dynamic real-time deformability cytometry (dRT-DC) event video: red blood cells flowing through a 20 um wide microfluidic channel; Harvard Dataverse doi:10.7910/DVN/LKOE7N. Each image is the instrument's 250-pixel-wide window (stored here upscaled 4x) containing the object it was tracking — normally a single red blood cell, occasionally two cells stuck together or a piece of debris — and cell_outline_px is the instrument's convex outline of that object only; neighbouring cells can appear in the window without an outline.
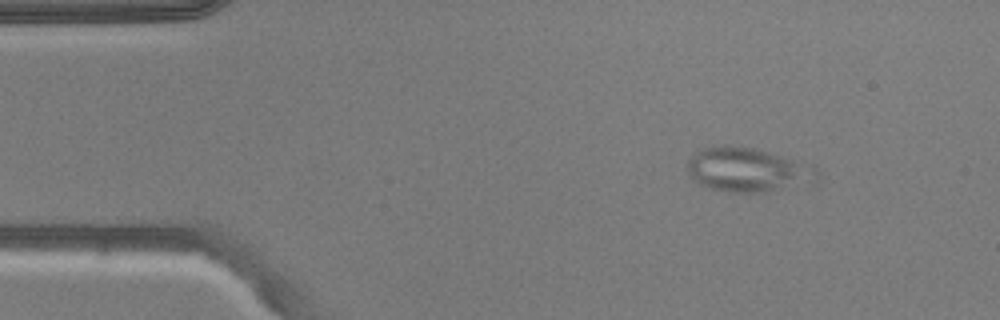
{"species": "common noctule bat (a hibernating species)", "species_latin": "Nyctalus noctula", "temperature_condition": "warm", "stored_images_in_passage": 45, "camera_frame_rate_fps": 3000, "um_per_image_px": 0.085, "animal": {"sex": "male", "body_mass_g": 20.5, "forearm_length_mm": 52.5}, "frame": {"image": 1, "passage_image": 1, "time_ms": 0.0, "image_size_px": [1000, 320], "cell_outline_px": [[820, 180], [816, 184], [764, 192], [728, 192], [712, 188], [700, 184], [688, 172], [688, 160], [696, 152], [704, 148], [720, 144], [724, 144], [756, 148], [812, 164], [820, 172]], "centroid_in_image_um": [63.68, 14.43], "position_along_channel_um": 21.3, "area_um2": 34.04}}
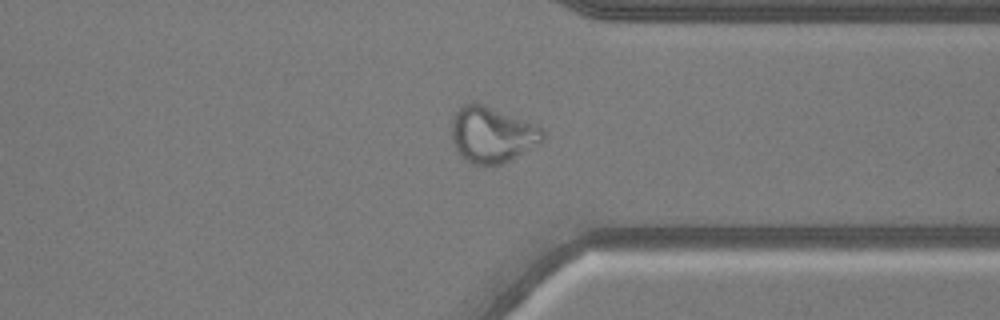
{"frame": {"image": 2, "passage_image": 33, "time_ms": 10.667, "image_size_px": [1000, 320], "cell_outline_px": [[544, 140], [540, 144], [500, 164], [484, 168], [472, 164], [456, 148], [452, 140], [452, 116], [464, 104], [472, 100], [484, 104], [536, 124], [544, 132]], "centroid_in_image_um": [41.82, 11.44], "position_along_channel_um": 369.6, "area_um2": 29.88}}
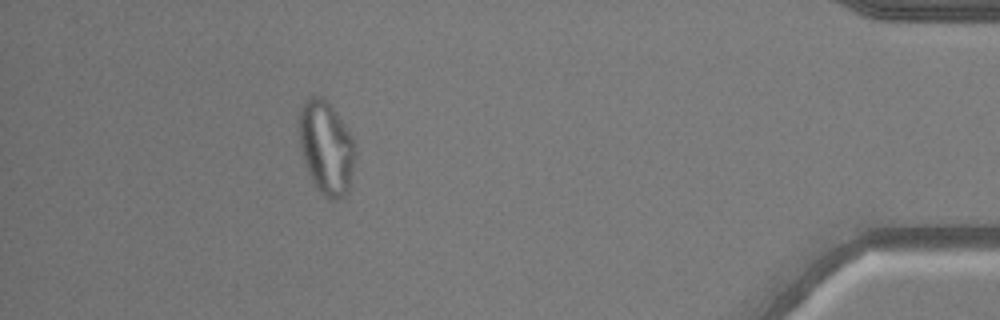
{"frame": {"image": 3, "passage_image": 40, "time_ms": 13.0, "image_size_px": [1000, 320], "cell_outline_px": [[356, 144], [348, 192], [344, 196], [336, 200], [328, 200], [316, 188], [304, 164], [300, 148], [296, 124], [300, 108], [304, 100], [308, 96], [324, 96], [328, 100], [352, 136]], "centroid_in_image_um": [27.68, 12.5], "position_along_channel_um": 407.5, "area_um2": 31.21}}